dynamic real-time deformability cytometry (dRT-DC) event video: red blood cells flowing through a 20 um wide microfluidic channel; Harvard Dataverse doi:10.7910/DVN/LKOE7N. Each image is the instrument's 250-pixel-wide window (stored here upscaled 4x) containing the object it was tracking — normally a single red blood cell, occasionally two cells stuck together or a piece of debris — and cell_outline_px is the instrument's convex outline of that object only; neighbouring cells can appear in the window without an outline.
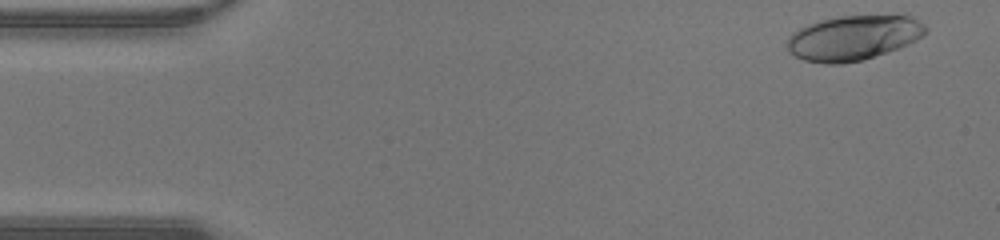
{"species": "human", "species_latin": "Homo sapiens", "temperature_condition": "warm", "stored_images_in_passage": 45, "camera_frame_rate_fps": 3000, "um_per_image_px": 0.085, "donor": {"sex": "male"}, "frame": {"image": 1, "passage_image": 1, "time_ms": 0.0, "image_size_px": [1000, 240], "cell_outline_px": [[928, 28], [916, 40], [908, 44], [864, 60], [840, 64], [824, 64], [804, 60], [788, 52], [788, 36], [792, 32], [808, 24], [820, 20], [836, 16], [904, 12], [912, 16], [924, 24]], "centroid_in_image_um": [72.58, 3.16], "position_along_channel_um": 12.4, "area_um2": 37.11}}
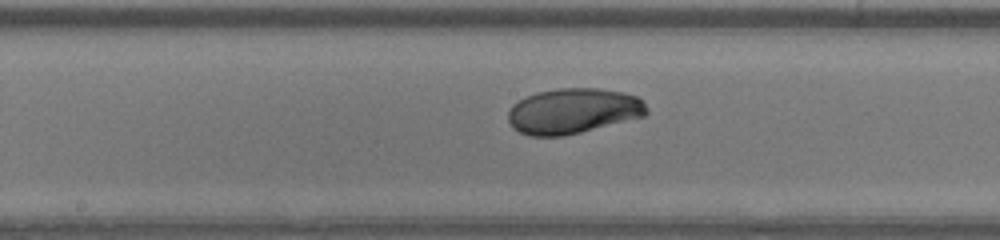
{"frame": {"image": 2, "passage_image": 22, "time_ms": 7.0, "image_size_px": [1000, 240], "cell_outline_px": [[648, 112], [644, 116], [580, 132], [560, 136], [528, 136], [512, 128], [508, 120], [508, 112], [512, 104], [524, 96], [536, 92], [560, 88], [600, 88], [624, 92], [636, 96], [644, 100], [648, 108]], "centroid_in_image_um": [48.7, 9.42], "position_along_channel_um": 199.5, "area_um2": 36.88}}
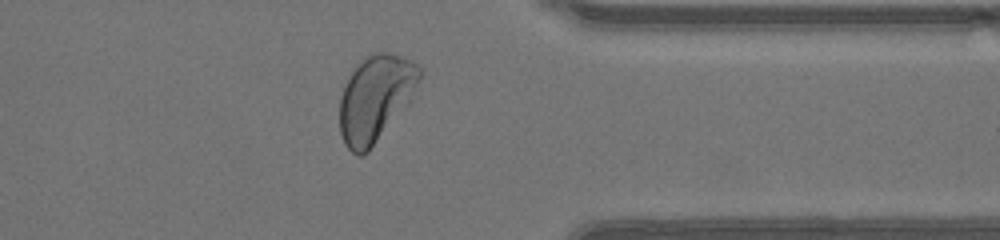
{"frame": {"image": 3, "passage_image": 35, "time_ms": 11.333, "image_size_px": [1000, 240], "cell_outline_px": [[420, 76], [408, 104], [368, 152], [360, 156], [356, 156], [344, 144], [340, 132], [340, 96], [352, 72], [360, 60], [364, 56], [376, 52], [388, 52], [400, 56], [416, 64], [420, 68]], "centroid_in_image_um": [31.89, 8.38], "position_along_channel_um": 379.5, "area_um2": 39.71}, "authors_computed_cell_mechanics": {"area_um2": 36.6452, "velocity_mm_per_s": 4.3944, "shape_relaxation_time_tau1_ms": 2.931, "shape_relaxation_time_tau2_ms": 1.8251, "deformation_change_tau1": 0.1371, "deformation_change_tau2": 0.0509}}